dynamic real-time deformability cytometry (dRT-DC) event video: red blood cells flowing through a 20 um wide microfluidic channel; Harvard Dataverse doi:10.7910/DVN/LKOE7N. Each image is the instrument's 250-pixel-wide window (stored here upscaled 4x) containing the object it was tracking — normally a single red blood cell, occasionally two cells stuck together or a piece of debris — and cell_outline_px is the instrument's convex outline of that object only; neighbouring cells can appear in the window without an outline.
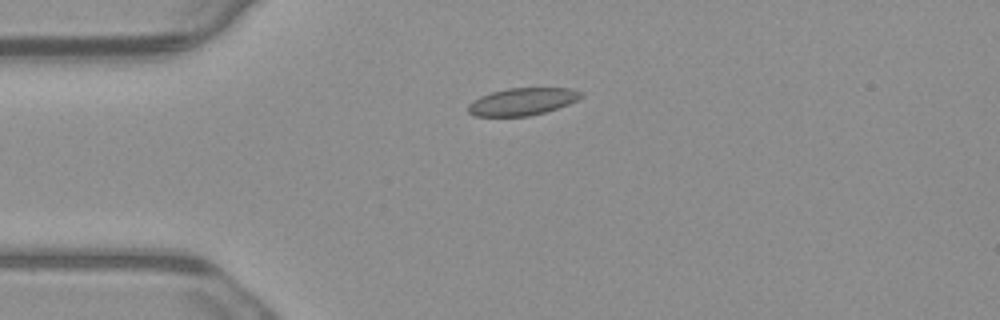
{"species": "common noctule bat (a hibernating species)", "species_latin": "Nyctalus noctula", "temperature_condition": "warm", "stored_images_in_passage": 4, "camera_frame_rate_fps": 3000, "um_per_image_px": 0.085, "animal": {"sex": "male", "body_mass_g": 23.1, "forearm_length_mm": 52.7}, "frame": {"image": 1, "passage_image": 1, "time_ms": 0.0, "image_size_px": [1000, 320], "cell_outline_px": [[584, 96], [568, 104], [544, 112], [528, 116], [476, 116], [468, 112], [468, 104], [472, 100], [480, 96], [492, 92], [508, 88], [572, 88], [584, 92]], "centroid_in_image_um": [44.41, 8.62], "position_along_channel_um": 40.6, "area_um2": 17.98}}
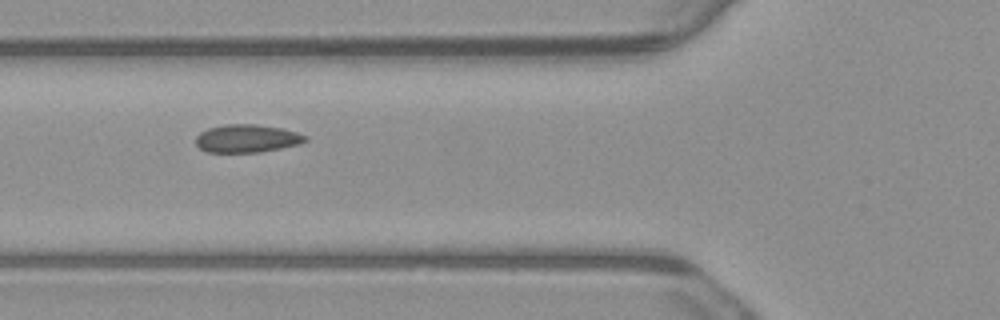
{"frame": {"image": 2, "passage_image": 3, "time_ms": 0.667, "image_size_px": [1000, 320], "cell_outline_px": [[308, 140], [300, 144], [260, 152], [208, 152], [200, 148], [196, 144], [196, 136], [200, 132], [208, 128], [224, 124], [256, 124], [284, 128], [308, 136]], "centroid_in_image_um": [21.01, 11.76], "position_along_channel_um": 104.8, "area_um2": 17.98}}
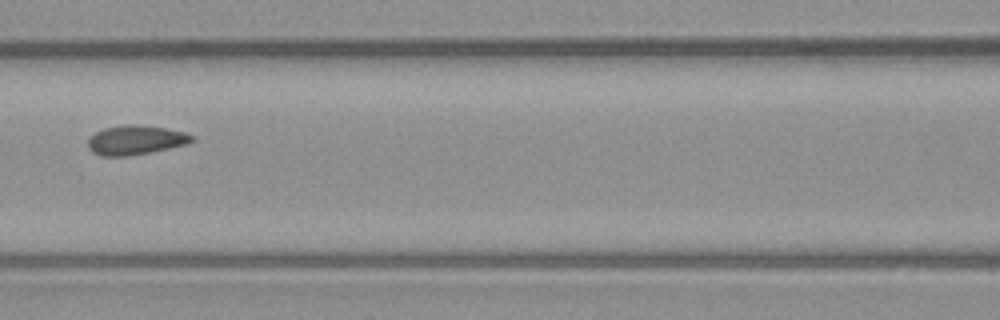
{"frame": {"image": 3, "passage_image": 4, "time_ms": 1.0, "image_size_px": [1000, 320], "cell_outline_px": [[196, 140], [188, 144], [128, 156], [100, 156], [92, 152], [88, 148], [88, 140], [96, 132], [104, 128], [128, 124], [136, 124], [164, 128], [184, 132], [196, 136]], "centroid_in_image_um": [11.55, 11.9], "position_along_channel_um": 155.1, "area_um2": 17.74}}